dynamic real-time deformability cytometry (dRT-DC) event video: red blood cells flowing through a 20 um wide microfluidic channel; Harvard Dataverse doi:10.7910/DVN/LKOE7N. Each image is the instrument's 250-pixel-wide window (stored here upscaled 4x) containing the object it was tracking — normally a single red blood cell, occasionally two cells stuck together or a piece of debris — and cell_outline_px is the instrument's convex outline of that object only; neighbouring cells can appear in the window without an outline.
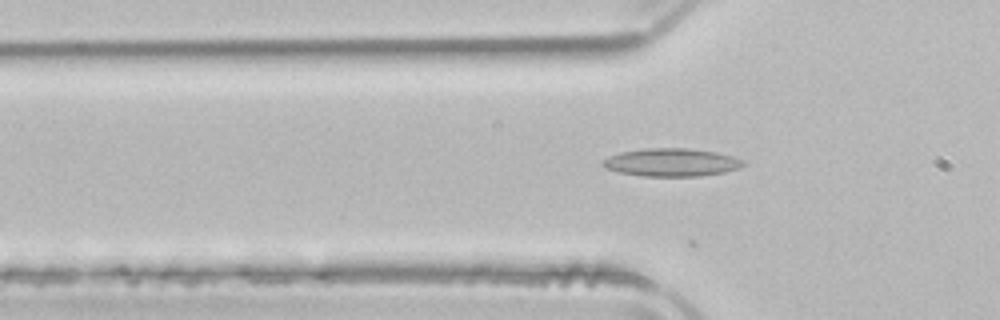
{"species": "common noctule bat (a hibernating species)", "species_latin": "Nyctalus noctula", "temperature_condition": "room temperature", "stored_images_in_passage": 7, "camera_frame_rate_fps": 3000, "um_per_image_px": 0.085, "animal": {"sex": "male", "body_mass_g": 21.5, "forearm_length_mm": 52.0}, "frame": {"image": 1, "passage_image": 3, "time_ms": 0.667, "image_size_px": [1000, 320], "cell_outline_px": [[748, 164], [724, 172], [700, 176], [644, 176], [620, 172], [608, 168], [600, 164], [608, 156], [620, 152], [644, 148], [688, 148], [716, 152], [732, 156], [744, 160]], "centroid_in_image_um": [57.1, 13.79], "position_along_channel_um": 68.7, "area_um2": 22.83}}
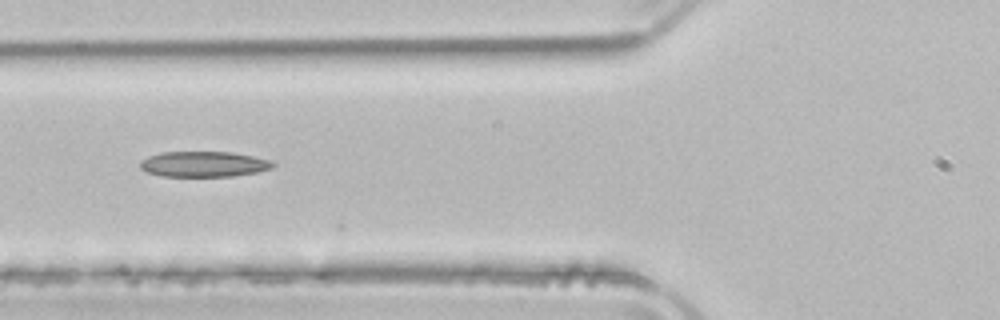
{"frame": {"image": 2, "passage_image": 6, "time_ms": 1.667, "image_size_px": [1000, 320], "cell_outline_px": [[276, 164], [272, 168], [256, 172], [232, 176], [160, 176], [148, 172], [140, 168], [140, 160], [148, 156], [160, 152], [232, 152], [272, 160]], "centroid_in_image_um": [17.31, 13.94], "position_along_channel_um": 108.5, "area_um2": 19.77}}